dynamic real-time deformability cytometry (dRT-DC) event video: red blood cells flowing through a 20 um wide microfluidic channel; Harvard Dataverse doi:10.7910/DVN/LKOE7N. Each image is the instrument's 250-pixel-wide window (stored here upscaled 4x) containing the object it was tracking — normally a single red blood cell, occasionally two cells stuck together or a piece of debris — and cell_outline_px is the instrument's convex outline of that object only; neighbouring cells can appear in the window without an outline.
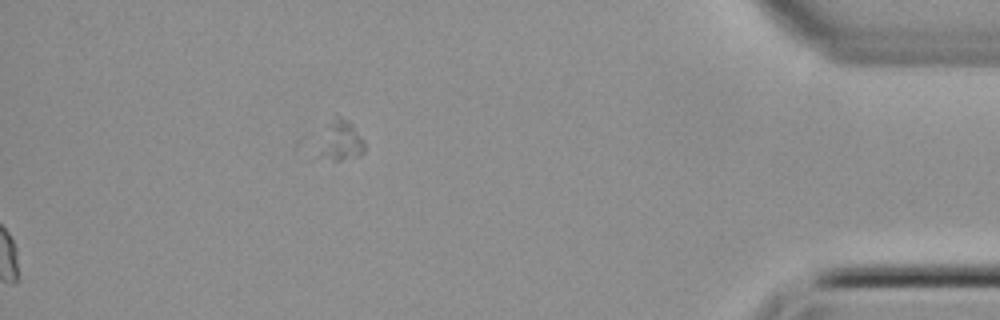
{"species": "common noctule bat (a hibernating species)", "species_latin": "Nyctalus noctula", "temperature_condition": "cold", "stored_images_in_passage": 28, "segment_of_instrument_passage": [2, 2], "camera_frame_rate_fps": 3000, "um_per_image_px": 0.085, "animal": {"sex": "female", "body_mass_g": 22.7, "forearm_length_mm": 54.2}, "frame": {"image": 1, "passage_image": 28, "time_ms": 9.0, "image_size_px": [1000, 320], "cell_outline_px": [[364, 152], [360, 156], [340, 160], [332, 160], [320, 156], [320, 152], [328, 124], [336, 112], [352, 124], [364, 140]], "centroid_in_image_um": [29.04, 11.93], "position_along_channel_um": 406.2, "area_um2": 10.35}}